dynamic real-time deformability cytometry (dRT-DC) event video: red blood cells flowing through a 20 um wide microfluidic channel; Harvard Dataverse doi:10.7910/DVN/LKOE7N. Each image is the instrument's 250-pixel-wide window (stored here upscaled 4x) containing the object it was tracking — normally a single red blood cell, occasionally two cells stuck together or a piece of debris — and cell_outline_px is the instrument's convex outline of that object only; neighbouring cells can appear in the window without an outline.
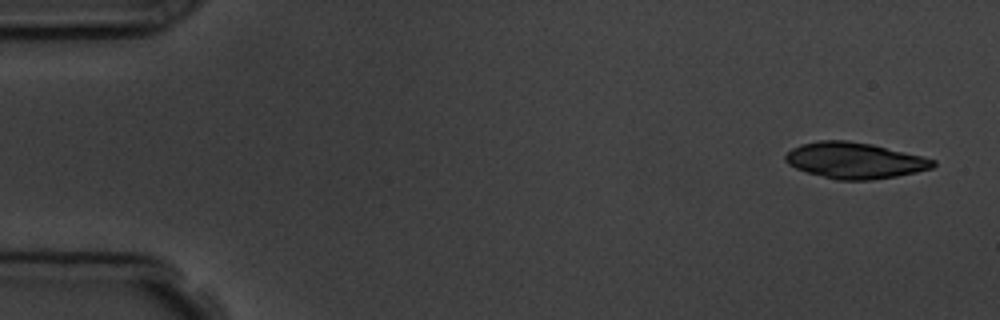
{"species": "common noctule bat (a hibernating species)", "species_latin": "Nyctalus noctula", "temperature_condition": "room temperature", "stored_images_in_passage": 4, "camera_frame_rate_fps": 3000, "um_per_image_px": 0.085, "animal": {"sex": "male", "body_mass_g": 19.5, "forearm_length_mm": 54.6}, "frame": {"image": 1, "passage_image": 1, "time_ms": 0.0, "image_size_px": [1000, 320], "cell_outline_px": [[936, 164], [932, 168], [916, 172], [896, 176], [872, 180], [836, 180], [808, 172], [796, 168], [788, 164], [784, 160], [784, 156], [792, 148], [800, 144], [820, 140], [848, 140], [872, 144], [936, 160]], "centroid_in_image_um": [72.62, 13.64], "position_along_channel_um": 12.4, "area_um2": 30.92}}